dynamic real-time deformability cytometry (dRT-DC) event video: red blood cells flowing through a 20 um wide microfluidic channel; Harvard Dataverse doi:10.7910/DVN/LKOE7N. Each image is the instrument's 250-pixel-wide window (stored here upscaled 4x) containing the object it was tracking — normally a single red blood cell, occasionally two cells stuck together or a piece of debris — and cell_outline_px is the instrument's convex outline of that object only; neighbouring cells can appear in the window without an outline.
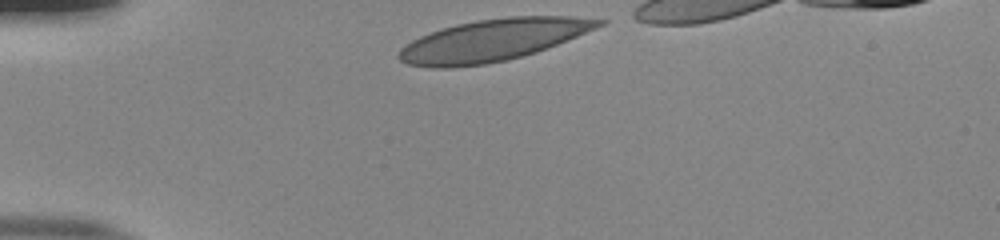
{"species": "human", "species_latin": "Homo sapiens", "temperature_condition": "room temperature", "stored_images_in_passage": 31, "camera_frame_rate_fps": 3000, "um_per_image_px": 0.085, "donor": {"sex": "male"}, "frame": {"image": 1, "passage_image": 1, "time_ms": 0.0, "image_size_px": [1000, 240], "cell_outline_px": [[608, 20], [604, 24], [596, 28], [536, 52], [508, 60], [484, 64], [452, 68], [432, 68], [408, 64], [400, 60], [396, 56], [400, 48], [412, 40], [420, 36], [456, 24], [476, 20], [508, 16], [568, 16]], "centroid_in_image_um": [41.85, 3.42], "position_along_channel_um": 43.1, "area_um2": 48.55}}
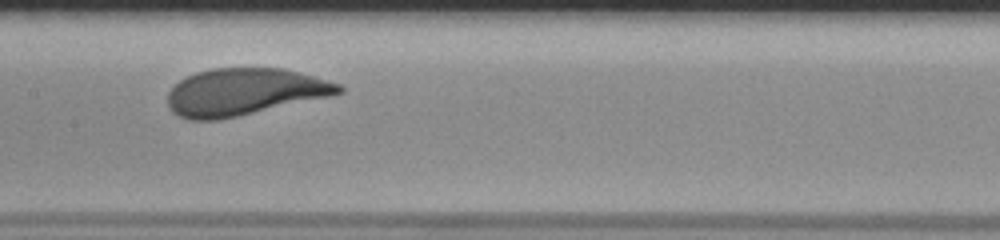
{"frame": {"image": 2, "passage_image": 15, "time_ms": 4.667, "image_size_px": [1000, 240], "cell_outline_px": [[344, 92], [332, 96], [220, 120], [188, 120], [172, 112], [168, 108], [168, 92], [180, 80], [196, 72], [212, 68], [284, 68], [340, 84], [344, 88]], "centroid_in_image_um": [20.76, 7.82], "position_along_channel_um": 186.6, "area_um2": 46.93}}
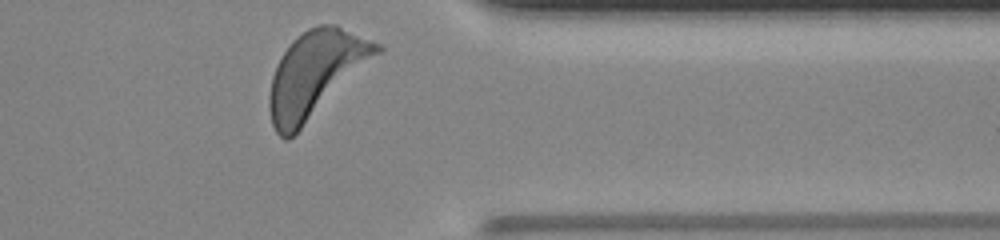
{"frame": {"image": 3, "passage_image": 31, "time_ms": 10.0, "image_size_px": [1000, 240], "cell_outline_px": [[384, 48], [380, 52], [288, 140], [284, 140], [276, 132], [272, 124], [268, 108], [268, 96], [272, 76], [276, 64], [292, 40], [308, 28], [316, 24], [336, 24], [380, 44]], "centroid_in_image_um": [26.78, 6.26], "position_along_channel_um": 384.6, "area_um2": 52.66}, "authors_computed_cell_mechanics": {"area_um2": 47.4538, "velocity_mm_per_s": 3.8459, "shape_relaxation_time_tau1_ms": 1.6458, "shape_relaxation_time_tau2_ms": null, "deformation_change_tau1": 0.1135, "deformation_change_tau2": null}}